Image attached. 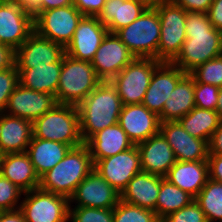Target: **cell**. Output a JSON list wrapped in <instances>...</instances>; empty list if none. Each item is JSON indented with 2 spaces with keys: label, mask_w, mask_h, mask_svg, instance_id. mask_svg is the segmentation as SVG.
<instances>
[{
  "label": "cell",
  "mask_w": 222,
  "mask_h": 222,
  "mask_svg": "<svg viewBox=\"0 0 222 222\" xmlns=\"http://www.w3.org/2000/svg\"><path fill=\"white\" fill-rule=\"evenodd\" d=\"M185 33L180 53L172 61L185 73L222 55V31L214 28L207 13L187 12Z\"/></svg>",
  "instance_id": "1"
},
{
  "label": "cell",
  "mask_w": 222,
  "mask_h": 222,
  "mask_svg": "<svg viewBox=\"0 0 222 222\" xmlns=\"http://www.w3.org/2000/svg\"><path fill=\"white\" fill-rule=\"evenodd\" d=\"M123 104L110 81H102L77 105L80 133L86 143L95 133L118 123Z\"/></svg>",
  "instance_id": "2"
},
{
  "label": "cell",
  "mask_w": 222,
  "mask_h": 222,
  "mask_svg": "<svg viewBox=\"0 0 222 222\" xmlns=\"http://www.w3.org/2000/svg\"><path fill=\"white\" fill-rule=\"evenodd\" d=\"M94 169L89 147L84 143L71 148L65 157L40 177L39 188L68 199L80 182Z\"/></svg>",
  "instance_id": "3"
},
{
  "label": "cell",
  "mask_w": 222,
  "mask_h": 222,
  "mask_svg": "<svg viewBox=\"0 0 222 222\" xmlns=\"http://www.w3.org/2000/svg\"><path fill=\"white\" fill-rule=\"evenodd\" d=\"M33 137L64 143L71 148L84 144L77 106L56 104L33 122Z\"/></svg>",
  "instance_id": "4"
},
{
  "label": "cell",
  "mask_w": 222,
  "mask_h": 222,
  "mask_svg": "<svg viewBox=\"0 0 222 222\" xmlns=\"http://www.w3.org/2000/svg\"><path fill=\"white\" fill-rule=\"evenodd\" d=\"M101 82L91 62L76 60L65 54L55 95L56 102L77 106Z\"/></svg>",
  "instance_id": "5"
},
{
  "label": "cell",
  "mask_w": 222,
  "mask_h": 222,
  "mask_svg": "<svg viewBox=\"0 0 222 222\" xmlns=\"http://www.w3.org/2000/svg\"><path fill=\"white\" fill-rule=\"evenodd\" d=\"M161 23L156 9H146L135 21L115 34L137 58L157 60Z\"/></svg>",
  "instance_id": "6"
},
{
  "label": "cell",
  "mask_w": 222,
  "mask_h": 222,
  "mask_svg": "<svg viewBox=\"0 0 222 222\" xmlns=\"http://www.w3.org/2000/svg\"><path fill=\"white\" fill-rule=\"evenodd\" d=\"M155 9L161 23L157 60L172 62L180 53L186 40L187 12L175 2H163Z\"/></svg>",
  "instance_id": "7"
},
{
  "label": "cell",
  "mask_w": 222,
  "mask_h": 222,
  "mask_svg": "<svg viewBox=\"0 0 222 222\" xmlns=\"http://www.w3.org/2000/svg\"><path fill=\"white\" fill-rule=\"evenodd\" d=\"M160 63L154 58L135 57L110 80L123 105L142 103L152 74Z\"/></svg>",
  "instance_id": "8"
},
{
  "label": "cell",
  "mask_w": 222,
  "mask_h": 222,
  "mask_svg": "<svg viewBox=\"0 0 222 222\" xmlns=\"http://www.w3.org/2000/svg\"><path fill=\"white\" fill-rule=\"evenodd\" d=\"M34 31L41 37L66 47L84 16L73 4L44 11H31Z\"/></svg>",
  "instance_id": "9"
},
{
  "label": "cell",
  "mask_w": 222,
  "mask_h": 222,
  "mask_svg": "<svg viewBox=\"0 0 222 222\" xmlns=\"http://www.w3.org/2000/svg\"><path fill=\"white\" fill-rule=\"evenodd\" d=\"M20 211L26 222L69 221V199L65 196L44 191L40 188L25 192Z\"/></svg>",
  "instance_id": "10"
},
{
  "label": "cell",
  "mask_w": 222,
  "mask_h": 222,
  "mask_svg": "<svg viewBox=\"0 0 222 222\" xmlns=\"http://www.w3.org/2000/svg\"><path fill=\"white\" fill-rule=\"evenodd\" d=\"M34 32V16L17 0H0V40L13 51Z\"/></svg>",
  "instance_id": "11"
},
{
  "label": "cell",
  "mask_w": 222,
  "mask_h": 222,
  "mask_svg": "<svg viewBox=\"0 0 222 222\" xmlns=\"http://www.w3.org/2000/svg\"><path fill=\"white\" fill-rule=\"evenodd\" d=\"M94 170L121 194L128 182L142 171L138 147L134 145L116 155L95 161Z\"/></svg>",
  "instance_id": "12"
},
{
  "label": "cell",
  "mask_w": 222,
  "mask_h": 222,
  "mask_svg": "<svg viewBox=\"0 0 222 222\" xmlns=\"http://www.w3.org/2000/svg\"><path fill=\"white\" fill-rule=\"evenodd\" d=\"M134 58L120 38L115 33L108 32L91 64L102 81H110Z\"/></svg>",
  "instance_id": "13"
},
{
  "label": "cell",
  "mask_w": 222,
  "mask_h": 222,
  "mask_svg": "<svg viewBox=\"0 0 222 222\" xmlns=\"http://www.w3.org/2000/svg\"><path fill=\"white\" fill-rule=\"evenodd\" d=\"M119 200L120 193L93 169L76 187L69 204L75 201V207L113 209Z\"/></svg>",
  "instance_id": "14"
},
{
  "label": "cell",
  "mask_w": 222,
  "mask_h": 222,
  "mask_svg": "<svg viewBox=\"0 0 222 222\" xmlns=\"http://www.w3.org/2000/svg\"><path fill=\"white\" fill-rule=\"evenodd\" d=\"M108 32L97 16H83L72 40L65 47V54L76 60L91 62Z\"/></svg>",
  "instance_id": "15"
},
{
  "label": "cell",
  "mask_w": 222,
  "mask_h": 222,
  "mask_svg": "<svg viewBox=\"0 0 222 222\" xmlns=\"http://www.w3.org/2000/svg\"><path fill=\"white\" fill-rule=\"evenodd\" d=\"M65 55V47L47 38L41 37L35 31L14 51L16 68H34L59 62Z\"/></svg>",
  "instance_id": "16"
},
{
  "label": "cell",
  "mask_w": 222,
  "mask_h": 222,
  "mask_svg": "<svg viewBox=\"0 0 222 222\" xmlns=\"http://www.w3.org/2000/svg\"><path fill=\"white\" fill-rule=\"evenodd\" d=\"M56 104L54 95L18 84L8 99L4 113L34 122Z\"/></svg>",
  "instance_id": "17"
},
{
  "label": "cell",
  "mask_w": 222,
  "mask_h": 222,
  "mask_svg": "<svg viewBox=\"0 0 222 222\" xmlns=\"http://www.w3.org/2000/svg\"><path fill=\"white\" fill-rule=\"evenodd\" d=\"M186 73L172 62H161L154 70L142 104L159 115L165 101Z\"/></svg>",
  "instance_id": "18"
},
{
  "label": "cell",
  "mask_w": 222,
  "mask_h": 222,
  "mask_svg": "<svg viewBox=\"0 0 222 222\" xmlns=\"http://www.w3.org/2000/svg\"><path fill=\"white\" fill-rule=\"evenodd\" d=\"M159 132L174 151L178 161H207L208 142L191 136L178 121L160 122Z\"/></svg>",
  "instance_id": "19"
},
{
  "label": "cell",
  "mask_w": 222,
  "mask_h": 222,
  "mask_svg": "<svg viewBox=\"0 0 222 222\" xmlns=\"http://www.w3.org/2000/svg\"><path fill=\"white\" fill-rule=\"evenodd\" d=\"M118 124L134 145L159 133V116L142 103L123 105Z\"/></svg>",
  "instance_id": "20"
},
{
  "label": "cell",
  "mask_w": 222,
  "mask_h": 222,
  "mask_svg": "<svg viewBox=\"0 0 222 222\" xmlns=\"http://www.w3.org/2000/svg\"><path fill=\"white\" fill-rule=\"evenodd\" d=\"M136 146L144 172L165 177L177 161L174 151L160 132Z\"/></svg>",
  "instance_id": "21"
},
{
  "label": "cell",
  "mask_w": 222,
  "mask_h": 222,
  "mask_svg": "<svg viewBox=\"0 0 222 222\" xmlns=\"http://www.w3.org/2000/svg\"><path fill=\"white\" fill-rule=\"evenodd\" d=\"M0 174L24 193L39 188L40 178L26 151L0 155Z\"/></svg>",
  "instance_id": "22"
},
{
  "label": "cell",
  "mask_w": 222,
  "mask_h": 222,
  "mask_svg": "<svg viewBox=\"0 0 222 222\" xmlns=\"http://www.w3.org/2000/svg\"><path fill=\"white\" fill-rule=\"evenodd\" d=\"M33 137V122L0 114V155L25 152Z\"/></svg>",
  "instance_id": "23"
},
{
  "label": "cell",
  "mask_w": 222,
  "mask_h": 222,
  "mask_svg": "<svg viewBox=\"0 0 222 222\" xmlns=\"http://www.w3.org/2000/svg\"><path fill=\"white\" fill-rule=\"evenodd\" d=\"M161 176L141 171L137 173L120 194V200L155 212Z\"/></svg>",
  "instance_id": "24"
},
{
  "label": "cell",
  "mask_w": 222,
  "mask_h": 222,
  "mask_svg": "<svg viewBox=\"0 0 222 222\" xmlns=\"http://www.w3.org/2000/svg\"><path fill=\"white\" fill-rule=\"evenodd\" d=\"M165 179L195 198L209 179L208 161L177 160Z\"/></svg>",
  "instance_id": "25"
},
{
  "label": "cell",
  "mask_w": 222,
  "mask_h": 222,
  "mask_svg": "<svg viewBox=\"0 0 222 222\" xmlns=\"http://www.w3.org/2000/svg\"><path fill=\"white\" fill-rule=\"evenodd\" d=\"M93 162L128 150L134 144L117 123L95 133L86 143Z\"/></svg>",
  "instance_id": "26"
},
{
  "label": "cell",
  "mask_w": 222,
  "mask_h": 222,
  "mask_svg": "<svg viewBox=\"0 0 222 222\" xmlns=\"http://www.w3.org/2000/svg\"><path fill=\"white\" fill-rule=\"evenodd\" d=\"M169 97L158 115L160 122L178 121L195 107L193 76L186 73Z\"/></svg>",
  "instance_id": "27"
},
{
  "label": "cell",
  "mask_w": 222,
  "mask_h": 222,
  "mask_svg": "<svg viewBox=\"0 0 222 222\" xmlns=\"http://www.w3.org/2000/svg\"><path fill=\"white\" fill-rule=\"evenodd\" d=\"M146 9L133 0H106L97 18L110 33H116L135 21Z\"/></svg>",
  "instance_id": "28"
},
{
  "label": "cell",
  "mask_w": 222,
  "mask_h": 222,
  "mask_svg": "<svg viewBox=\"0 0 222 222\" xmlns=\"http://www.w3.org/2000/svg\"><path fill=\"white\" fill-rule=\"evenodd\" d=\"M70 149L64 143L32 137L26 152L40 178L58 164Z\"/></svg>",
  "instance_id": "29"
},
{
  "label": "cell",
  "mask_w": 222,
  "mask_h": 222,
  "mask_svg": "<svg viewBox=\"0 0 222 222\" xmlns=\"http://www.w3.org/2000/svg\"><path fill=\"white\" fill-rule=\"evenodd\" d=\"M63 58L59 62L34 68H16L19 84L34 91L56 95Z\"/></svg>",
  "instance_id": "30"
},
{
  "label": "cell",
  "mask_w": 222,
  "mask_h": 222,
  "mask_svg": "<svg viewBox=\"0 0 222 222\" xmlns=\"http://www.w3.org/2000/svg\"><path fill=\"white\" fill-rule=\"evenodd\" d=\"M178 122L191 136L208 142L221 120L216 111L194 107Z\"/></svg>",
  "instance_id": "31"
},
{
  "label": "cell",
  "mask_w": 222,
  "mask_h": 222,
  "mask_svg": "<svg viewBox=\"0 0 222 222\" xmlns=\"http://www.w3.org/2000/svg\"><path fill=\"white\" fill-rule=\"evenodd\" d=\"M195 198L161 176L155 213L160 221L190 204Z\"/></svg>",
  "instance_id": "32"
},
{
  "label": "cell",
  "mask_w": 222,
  "mask_h": 222,
  "mask_svg": "<svg viewBox=\"0 0 222 222\" xmlns=\"http://www.w3.org/2000/svg\"><path fill=\"white\" fill-rule=\"evenodd\" d=\"M195 201L205 213L208 222H222V184L208 179L206 185L195 197Z\"/></svg>",
  "instance_id": "33"
},
{
  "label": "cell",
  "mask_w": 222,
  "mask_h": 222,
  "mask_svg": "<svg viewBox=\"0 0 222 222\" xmlns=\"http://www.w3.org/2000/svg\"><path fill=\"white\" fill-rule=\"evenodd\" d=\"M113 222H161L154 211L122 200L113 208Z\"/></svg>",
  "instance_id": "34"
},
{
  "label": "cell",
  "mask_w": 222,
  "mask_h": 222,
  "mask_svg": "<svg viewBox=\"0 0 222 222\" xmlns=\"http://www.w3.org/2000/svg\"><path fill=\"white\" fill-rule=\"evenodd\" d=\"M193 78L204 84L222 87V55L215 57L198 66L190 73Z\"/></svg>",
  "instance_id": "35"
},
{
  "label": "cell",
  "mask_w": 222,
  "mask_h": 222,
  "mask_svg": "<svg viewBox=\"0 0 222 222\" xmlns=\"http://www.w3.org/2000/svg\"><path fill=\"white\" fill-rule=\"evenodd\" d=\"M73 222H113V209L69 206V220Z\"/></svg>",
  "instance_id": "36"
},
{
  "label": "cell",
  "mask_w": 222,
  "mask_h": 222,
  "mask_svg": "<svg viewBox=\"0 0 222 222\" xmlns=\"http://www.w3.org/2000/svg\"><path fill=\"white\" fill-rule=\"evenodd\" d=\"M219 87L199 83L194 79V102L195 107L216 110Z\"/></svg>",
  "instance_id": "37"
},
{
  "label": "cell",
  "mask_w": 222,
  "mask_h": 222,
  "mask_svg": "<svg viewBox=\"0 0 222 222\" xmlns=\"http://www.w3.org/2000/svg\"><path fill=\"white\" fill-rule=\"evenodd\" d=\"M18 84L19 72L14 64L0 71V114L4 113L8 99Z\"/></svg>",
  "instance_id": "38"
},
{
  "label": "cell",
  "mask_w": 222,
  "mask_h": 222,
  "mask_svg": "<svg viewBox=\"0 0 222 222\" xmlns=\"http://www.w3.org/2000/svg\"><path fill=\"white\" fill-rule=\"evenodd\" d=\"M22 193L24 192L20 188L0 174V209L2 211L19 209L20 206H17V203Z\"/></svg>",
  "instance_id": "39"
},
{
  "label": "cell",
  "mask_w": 222,
  "mask_h": 222,
  "mask_svg": "<svg viewBox=\"0 0 222 222\" xmlns=\"http://www.w3.org/2000/svg\"><path fill=\"white\" fill-rule=\"evenodd\" d=\"M161 222H208L195 199L182 209L169 214Z\"/></svg>",
  "instance_id": "40"
},
{
  "label": "cell",
  "mask_w": 222,
  "mask_h": 222,
  "mask_svg": "<svg viewBox=\"0 0 222 222\" xmlns=\"http://www.w3.org/2000/svg\"><path fill=\"white\" fill-rule=\"evenodd\" d=\"M106 0H73V5L84 16H98L102 11Z\"/></svg>",
  "instance_id": "41"
},
{
  "label": "cell",
  "mask_w": 222,
  "mask_h": 222,
  "mask_svg": "<svg viewBox=\"0 0 222 222\" xmlns=\"http://www.w3.org/2000/svg\"><path fill=\"white\" fill-rule=\"evenodd\" d=\"M175 3L181 6L186 12L208 13L211 0H176Z\"/></svg>",
  "instance_id": "42"
},
{
  "label": "cell",
  "mask_w": 222,
  "mask_h": 222,
  "mask_svg": "<svg viewBox=\"0 0 222 222\" xmlns=\"http://www.w3.org/2000/svg\"><path fill=\"white\" fill-rule=\"evenodd\" d=\"M209 178L222 184V155H209Z\"/></svg>",
  "instance_id": "43"
},
{
  "label": "cell",
  "mask_w": 222,
  "mask_h": 222,
  "mask_svg": "<svg viewBox=\"0 0 222 222\" xmlns=\"http://www.w3.org/2000/svg\"><path fill=\"white\" fill-rule=\"evenodd\" d=\"M207 14L214 28L222 31V0L212 2Z\"/></svg>",
  "instance_id": "44"
},
{
  "label": "cell",
  "mask_w": 222,
  "mask_h": 222,
  "mask_svg": "<svg viewBox=\"0 0 222 222\" xmlns=\"http://www.w3.org/2000/svg\"><path fill=\"white\" fill-rule=\"evenodd\" d=\"M209 155H222V122L208 141Z\"/></svg>",
  "instance_id": "45"
},
{
  "label": "cell",
  "mask_w": 222,
  "mask_h": 222,
  "mask_svg": "<svg viewBox=\"0 0 222 222\" xmlns=\"http://www.w3.org/2000/svg\"><path fill=\"white\" fill-rule=\"evenodd\" d=\"M73 4V0H41L32 11H44L54 8L66 7Z\"/></svg>",
  "instance_id": "46"
},
{
  "label": "cell",
  "mask_w": 222,
  "mask_h": 222,
  "mask_svg": "<svg viewBox=\"0 0 222 222\" xmlns=\"http://www.w3.org/2000/svg\"><path fill=\"white\" fill-rule=\"evenodd\" d=\"M14 64V51L8 46H0V71Z\"/></svg>",
  "instance_id": "47"
},
{
  "label": "cell",
  "mask_w": 222,
  "mask_h": 222,
  "mask_svg": "<svg viewBox=\"0 0 222 222\" xmlns=\"http://www.w3.org/2000/svg\"><path fill=\"white\" fill-rule=\"evenodd\" d=\"M0 222H26L20 209L13 211H2L0 213Z\"/></svg>",
  "instance_id": "48"
},
{
  "label": "cell",
  "mask_w": 222,
  "mask_h": 222,
  "mask_svg": "<svg viewBox=\"0 0 222 222\" xmlns=\"http://www.w3.org/2000/svg\"><path fill=\"white\" fill-rule=\"evenodd\" d=\"M133 1L142 4L147 9H155L161 3H163V0H133Z\"/></svg>",
  "instance_id": "49"
},
{
  "label": "cell",
  "mask_w": 222,
  "mask_h": 222,
  "mask_svg": "<svg viewBox=\"0 0 222 222\" xmlns=\"http://www.w3.org/2000/svg\"><path fill=\"white\" fill-rule=\"evenodd\" d=\"M17 1H19L21 5L29 11H32L41 2V0H17Z\"/></svg>",
  "instance_id": "50"
},
{
  "label": "cell",
  "mask_w": 222,
  "mask_h": 222,
  "mask_svg": "<svg viewBox=\"0 0 222 222\" xmlns=\"http://www.w3.org/2000/svg\"><path fill=\"white\" fill-rule=\"evenodd\" d=\"M222 122V87L219 89L218 92V100H217V106L215 110Z\"/></svg>",
  "instance_id": "51"
},
{
  "label": "cell",
  "mask_w": 222,
  "mask_h": 222,
  "mask_svg": "<svg viewBox=\"0 0 222 222\" xmlns=\"http://www.w3.org/2000/svg\"><path fill=\"white\" fill-rule=\"evenodd\" d=\"M176 0H163V2H175Z\"/></svg>",
  "instance_id": "52"
}]
</instances>
